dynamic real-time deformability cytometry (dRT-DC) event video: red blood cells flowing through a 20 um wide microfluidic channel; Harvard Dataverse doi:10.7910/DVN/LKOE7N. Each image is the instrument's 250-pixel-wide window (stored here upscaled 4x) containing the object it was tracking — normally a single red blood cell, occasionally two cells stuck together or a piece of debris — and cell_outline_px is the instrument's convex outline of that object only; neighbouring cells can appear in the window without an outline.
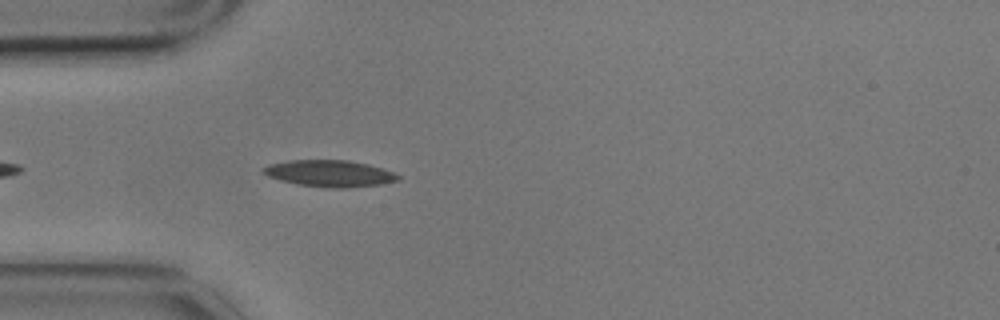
{"species": "common noctule bat (a hibernating species)", "species_latin": "Nyctalus noctula", "temperature_condition": "cold", "stored_images_in_passage": 30, "camera_frame_rate_fps": 3000, "um_per_image_px": 0.085, "animal": {"sex": "male", "body_mass_g": 17.9}, "frame": {"image": 1, "passage_image": 5, "time_ms": 1.333, "image_size_px": [1000, 320], "cell_outline_px": [[400, 180], [380, 184], [348, 188], [328, 188], [300, 184], [280, 180], [268, 176], [260, 168], [268, 164], [288, 160], [348, 160], [368, 164], [384, 168], [400, 176]], "centroid_in_image_um": [28.02, 14.73], "position_along_channel_um": 57.0, "area_um2": 20.92}}